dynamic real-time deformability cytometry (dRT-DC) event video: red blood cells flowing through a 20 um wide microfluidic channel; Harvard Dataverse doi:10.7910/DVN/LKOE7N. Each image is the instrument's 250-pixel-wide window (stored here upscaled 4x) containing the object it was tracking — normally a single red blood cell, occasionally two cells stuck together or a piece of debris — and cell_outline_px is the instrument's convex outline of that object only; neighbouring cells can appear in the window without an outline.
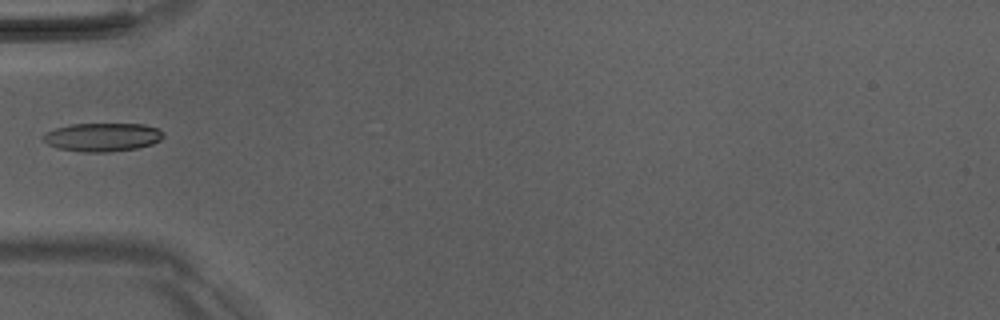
{"species": "Egyptian fruit bat (a non-hibernating species)", "species_latin": "Rousettus aegyptiacus", "temperature_condition": "room temperature", "stored_images_in_passage": 2, "camera_frame_rate_fps": 3000, "um_per_image_px": 0.085, "animal": {"sex": "male"}, "frame": {"image": 1, "passage_image": 2, "time_ms": 1.0, "image_size_px": [1000, 320], "cell_outline_px": [[164, 136], [160, 140], [152, 144], [136, 148], [108, 152], [80, 152], [60, 148], [48, 144], [44, 140], [44, 132], [56, 128], [72, 124], [144, 124], [156, 128]], "centroid_in_image_um": [8.7, 11.66], "position_along_channel_um": 76.3, "area_um2": 19.71}}